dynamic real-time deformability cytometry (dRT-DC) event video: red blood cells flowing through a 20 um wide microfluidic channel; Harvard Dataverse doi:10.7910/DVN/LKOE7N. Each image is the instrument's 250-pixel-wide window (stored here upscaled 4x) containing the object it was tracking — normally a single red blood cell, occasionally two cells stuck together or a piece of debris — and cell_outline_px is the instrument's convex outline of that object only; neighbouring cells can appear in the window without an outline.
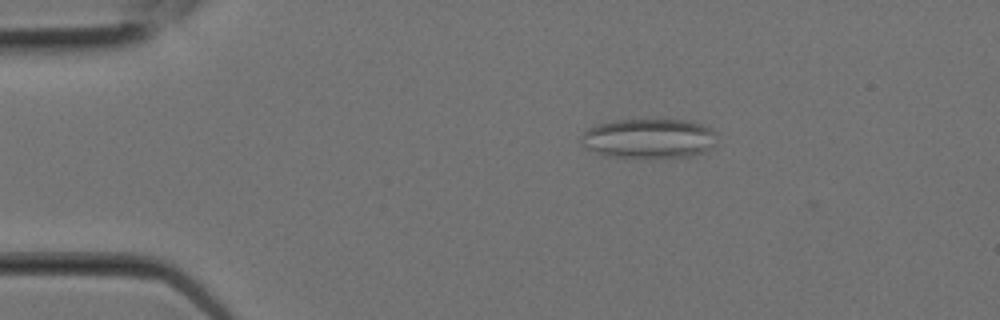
{"species": "Egyptian fruit bat (a non-hibernating species)", "species_latin": "Rousettus aegyptiacus", "temperature_condition": "room temperature", "stored_images_in_passage": 2, "camera_frame_rate_fps": 3000, "um_per_image_px": 0.085, "animal": {"sex": "female"}, "frame": {"image": 1, "passage_image": 2, "time_ms": 0.333, "image_size_px": [1000, 320], "cell_outline_px": [[716, 144], [708, 152], [688, 156], [664, 160], [640, 160], [604, 156], [588, 148], [580, 140], [580, 136], [588, 128], [596, 124], [616, 120], [684, 120], [704, 124], [712, 128], [716, 132]], "centroid_in_image_um": [55.21, 11.82], "position_along_channel_um": 29.8, "area_um2": 32.77}}